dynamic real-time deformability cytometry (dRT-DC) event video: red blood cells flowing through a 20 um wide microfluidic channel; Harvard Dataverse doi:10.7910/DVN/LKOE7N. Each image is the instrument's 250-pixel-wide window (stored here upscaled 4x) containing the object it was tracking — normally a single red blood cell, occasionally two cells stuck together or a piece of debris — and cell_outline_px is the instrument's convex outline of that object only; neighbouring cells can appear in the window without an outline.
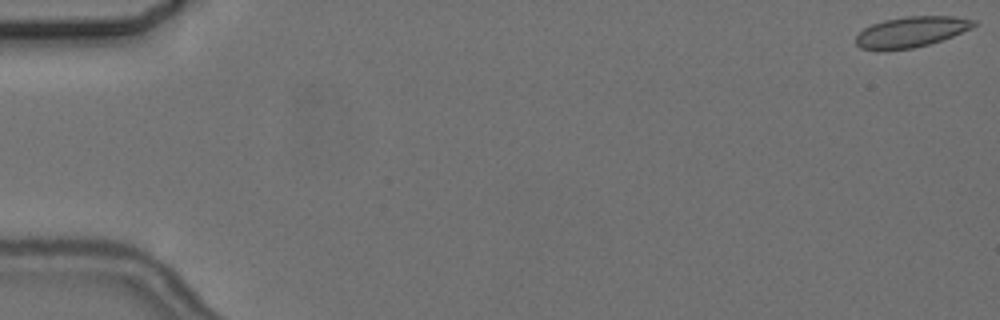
{"species": "common noctule bat (a hibernating species)", "species_latin": "Nyctalus noctula", "temperature_condition": "cold", "stored_images_in_passage": 6, "camera_frame_rate_fps": 3000, "um_per_image_px": 0.085, "animal": {"sex": "female", "body_mass_g": 24.6, "forearm_length_mm": 56.2}, "frame": {"image": 1, "passage_image": 1, "time_ms": 0.0, "image_size_px": [1000, 320], "cell_outline_px": [[976, 24], [972, 28], [952, 36], [928, 44], [912, 48], [876, 52], [860, 48], [856, 44], [856, 36], [864, 28], [872, 24], [884, 20], [904, 16], [952, 16], [976, 20]], "centroid_in_image_um": [77.4, 2.72], "position_along_channel_um": 7.6, "area_um2": 21.21}}
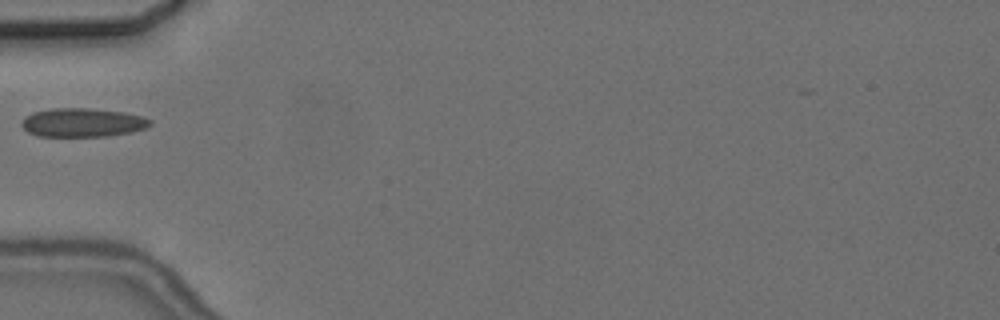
{"frame": {"image": 2, "passage_image": 5, "time_ms": 6.333, "image_size_px": [1000, 320], "cell_outline_px": [[152, 124], [148, 128], [132, 132], [108, 136], [40, 136], [28, 132], [20, 124], [24, 116], [32, 112], [52, 108], [88, 108], [124, 112], [144, 116], [152, 120]], "centroid_in_image_um": [7.05, 10.41], "position_along_channel_um": 78.0, "area_um2": 21.79}}
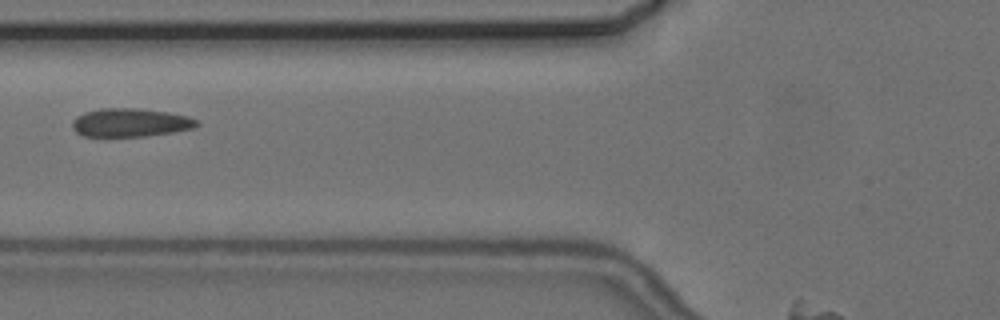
{"frame": {"image": 3, "passage_image": 6, "time_ms": 7.333, "image_size_px": [1000, 320], "cell_outline_px": [[200, 124], [196, 128], [148, 136], [104, 140], [84, 136], [76, 132], [72, 128], [72, 120], [76, 116], [84, 112], [100, 108], [136, 108], [168, 112], [188, 116], [196, 120]], "centroid_in_image_um": [11.01, 10.47], "position_along_channel_um": 114.8, "area_um2": 21.68}}